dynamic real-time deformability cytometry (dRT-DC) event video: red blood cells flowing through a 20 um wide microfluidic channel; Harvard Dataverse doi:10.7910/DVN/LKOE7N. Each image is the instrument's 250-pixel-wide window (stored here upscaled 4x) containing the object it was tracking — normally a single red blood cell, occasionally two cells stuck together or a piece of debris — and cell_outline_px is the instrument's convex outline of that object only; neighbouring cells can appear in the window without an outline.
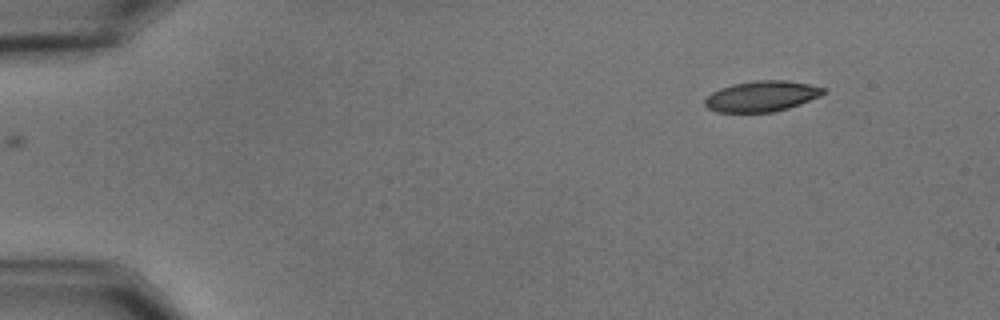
{"species": "common noctule bat (a hibernating species)", "species_latin": "Nyctalus noctula", "temperature_condition": "cold", "stored_images_in_passage": 51, "camera_frame_rate_fps": 3000, "um_per_image_px": 0.085, "animal": {"sex": "male", "body_mass_g": 15.6}, "frame": {"image": 1, "passage_image": 1, "time_ms": 0.0, "image_size_px": [1000, 320], "cell_outline_px": [[824, 92], [820, 96], [800, 104], [788, 108], [772, 112], [716, 112], [708, 108], [704, 104], [704, 100], [712, 92], [720, 88], [732, 84], [756, 80], [784, 80], [808, 84], [824, 88]], "centroid_in_image_um": [64.71, 8.18], "position_along_channel_um": 20.3, "area_um2": 21.04}}
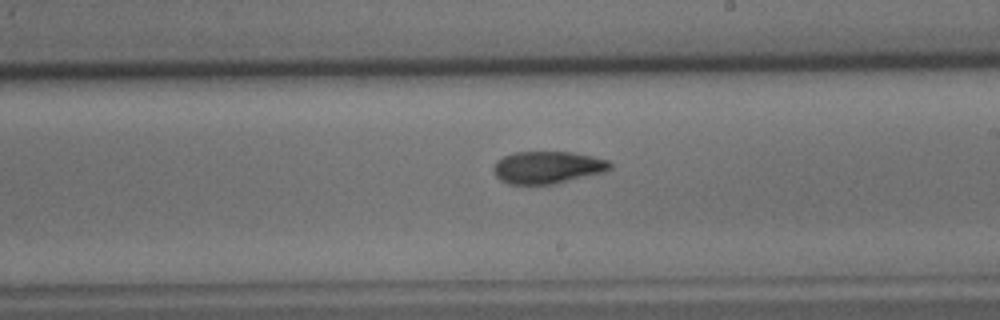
{"frame": {"image": 2, "passage_image": 28, "time_ms": 9.0, "image_size_px": [1000, 320], "cell_outline_px": [[612, 168], [608, 172], [556, 184], [508, 184], [500, 180], [496, 176], [492, 168], [496, 160], [512, 152], [572, 152], [592, 156], [608, 160], [612, 164]], "centroid_in_image_um": [46.57, 14.23], "position_along_channel_um": 242.4, "area_um2": 22.37}}
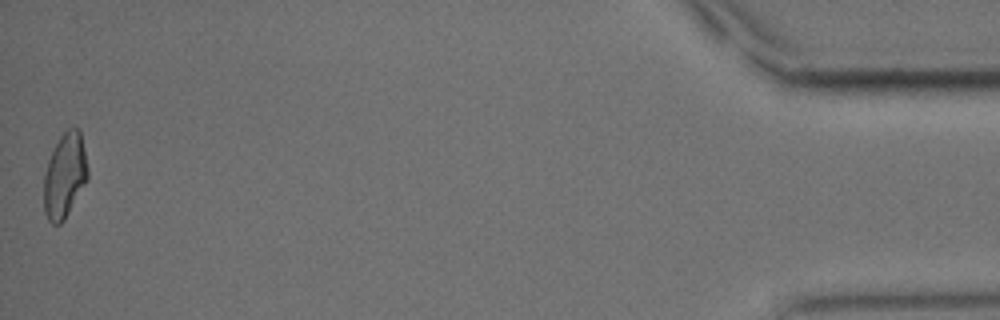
{"frame": {"image": 3, "passage_image": 51, "time_ms": 16.667, "image_size_px": [1000, 320], "cell_outline_px": [[88, 180], [64, 220], [60, 224], [52, 224], [48, 220], [44, 212], [44, 172], [48, 160], [60, 136], [68, 128], [80, 128], [88, 168]], "centroid_in_image_um": [5.51, 14.93], "position_along_channel_um": 429.7, "area_um2": 21.79}, "authors_computed_cell_mechanics": {"area_um2": 22.0796, "velocity_mm_per_s": 3.558, "shape_relaxation_time_tau1_ms": 4.7125, "shape_relaxation_time_tau2_ms": 4.2793, "deformation_change_tau1": 0.1434, "deformation_change_tau2": 0.0852}}